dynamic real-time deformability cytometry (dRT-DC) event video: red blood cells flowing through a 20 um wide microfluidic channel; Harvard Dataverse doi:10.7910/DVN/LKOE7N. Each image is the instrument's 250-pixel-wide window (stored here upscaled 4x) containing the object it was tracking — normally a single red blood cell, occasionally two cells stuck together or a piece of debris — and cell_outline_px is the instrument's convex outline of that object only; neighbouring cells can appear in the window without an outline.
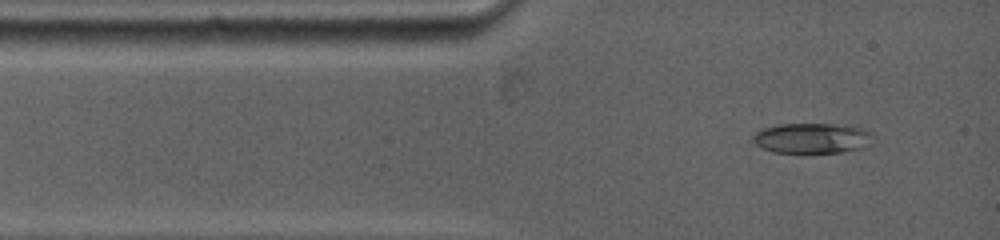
{"species": "common noctule bat (a hibernating species)", "species_latin": "Nyctalus noctula", "temperature_condition": "warm", "stored_images_in_passage": 2, "camera_frame_rate_fps": 5000, "um_per_image_px": 0.085, "animal": {"sex": "female", "body_mass_g": 19.0, "forearm_length_mm": 53.3}, "frame": {"image": 1, "passage_image": 1, "time_ms": 0.0, "image_size_px": [1000, 240], "cell_outline_px": [[864, 132], [860, 148], [840, 152], [772, 152], [756, 144], [752, 140], [752, 136], [756, 132], [764, 128], [780, 124], [848, 124]], "centroid_in_image_um": [68.78, 11.73], "position_along_channel_um": 16.2, "area_um2": 19.94}}